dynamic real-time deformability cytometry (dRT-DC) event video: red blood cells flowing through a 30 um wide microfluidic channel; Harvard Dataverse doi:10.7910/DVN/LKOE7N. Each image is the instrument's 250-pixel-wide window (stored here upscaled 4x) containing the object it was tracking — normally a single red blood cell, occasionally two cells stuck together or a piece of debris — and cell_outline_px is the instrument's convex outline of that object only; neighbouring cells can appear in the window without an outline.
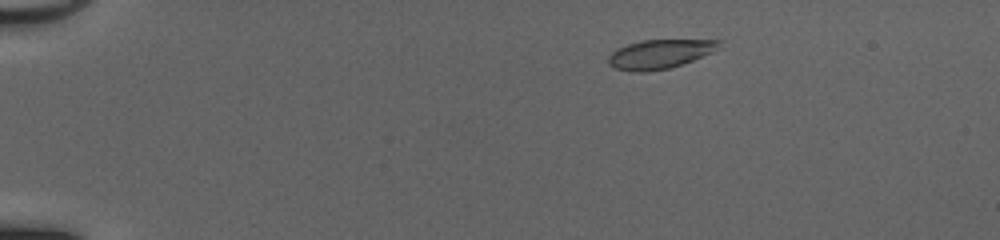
{"species": "common noctule bat (a hibernating species)", "species_latin": "Nyctalus noctula", "temperature_condition": "cold", "stored_images_in_passage": 50, "camera_frame_rate_fps": 3000, "um_per_image_px": 0.085, "animal": {"sex": "female", "body_mass_g": 20.0, "forearm_length_mm": 54.0}, "frame": {"image": 1, "passage_image": 8, "time_ms": 2.333, "image_size_px": [1000, 240], "cell_outline_px": [[724, 48], [692, 60], [668, 68], [644, 72], [632, 72], [616, 68], [608, 64], [608, 56], [616, 48], [628, 44], [644, 40], [724, 40]], "centroid_in_image_um": [56.14, 4.58], "position_along_channel_um": 28.9, "area_um2": 18.9}}
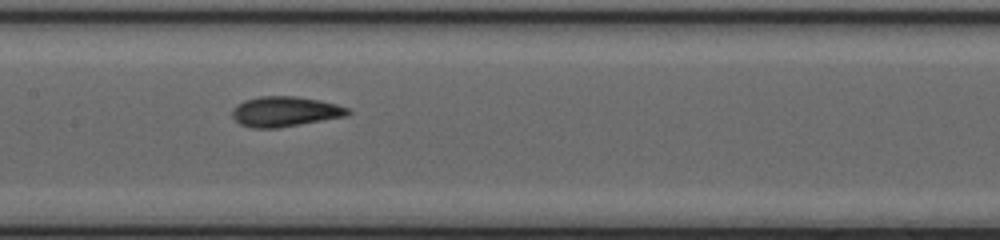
{"frame": {"image": 2, "passage_image": 26, "time_ms": 8.333, "image_size_px": [1000, 240], "cell_outline_px": [[352, 112], [348, 116], [280, 128], [252, 128], [240, 124], [232, 116], [232, 108], [236, 104], [244, 100], [260, 96], [296, 96], [320, 100], [336, 104], [348, 108]], "centroid_in_image_um": [24.23, 9.48], "position_along_channel_um": 183.2, "area_um2": 20.58}}
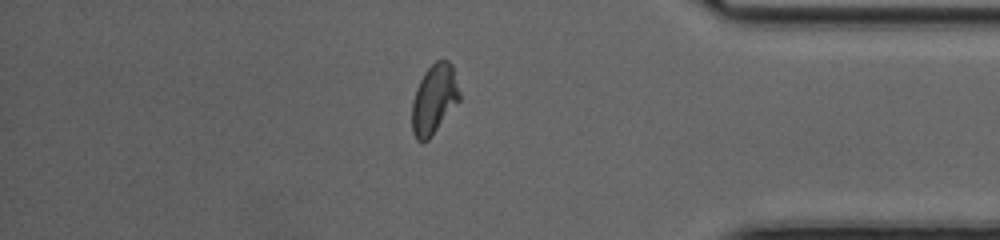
{"frame": {"image": 3, "passage_image": 43, "time_ms": 14.0, "image_size_px": [1000, 240], "cell_outline_px": [[460, 100], [432, 136], [428, 140], [416, 140], [412, 132], [412, 100], [416, 88], [424, 72], [436, 60], [448, 60], [452, 64], [460, 92]], "centroid_in_image_um": [36.9, 8.43], "position_along_channel_um": 398.3, "area_um2": 19.36}, "authors_computed_cell_mechanics": {"area_um2": 19.4497, "velocity_mm_per_s": 4.1725, "shape_relaxation_time_tau1_ms": 5.7094, "shape_relaxation_time_tau2_ms": 1.2505, "deformation_change_tau1": 0.1738, "deformation_change_tau2": 0.0658}}